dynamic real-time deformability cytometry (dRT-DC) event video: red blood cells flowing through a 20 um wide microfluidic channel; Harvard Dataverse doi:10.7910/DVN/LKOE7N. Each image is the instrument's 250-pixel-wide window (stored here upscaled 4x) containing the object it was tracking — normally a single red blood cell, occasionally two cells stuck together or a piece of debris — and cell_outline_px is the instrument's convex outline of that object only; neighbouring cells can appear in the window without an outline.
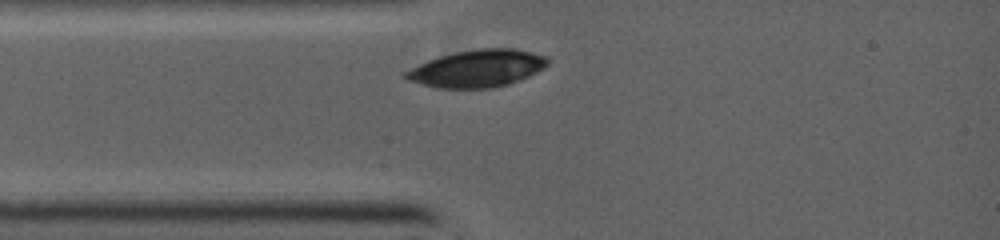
{"species": "common noctule bat (a hibernating species)", "species_latin": "Nyctalus noctula", "temperature_condition": "warm", "stored_images_in_passage": 3, "camera_frame_rate_fps": 5000, "um_per_image_px": 0.085, "animal": {"sex": "female", "body_mass_g": 19.0, "forearm_length_mm": 53.3}, "frame": {"image": 1, "passage_image": 1, "time_ms": 0.0, "image_size_px": [1000, 240], "cell_outline_px": [[552, 60], [548, 64], [536, 72], [528, 76], [508, 84], [492, 88], [436, 88], [408, 80], [400, 76], [404, 72], [428, 60], [440, 56], [456, 52], [480, 48], [512, 48], [532, 52], [548, 56]], "centroid_in_image_um": [40.58, 5.82], "position_along_channel_um": 44.4, "area_um2": 30.81}}